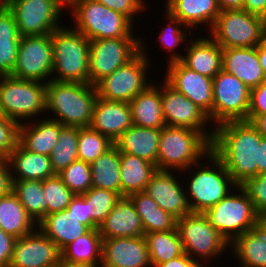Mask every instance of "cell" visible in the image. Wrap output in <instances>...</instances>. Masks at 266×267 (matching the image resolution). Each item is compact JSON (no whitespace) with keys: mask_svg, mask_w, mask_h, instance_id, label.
Segmentation results:
<instances>
[{"mask_svg":"<svg viewBox=\"0 0 266 267\" xmlns=\"http://www.w3.org/2000/svg\"><path fill=\"white\" fill-rule=\"evenodd\" d=\"M204 213L229 244L243 233L256 228L258 222L253 202L241 186L233 188Z\"/></svg>","mask_w":266,"mask_h":267,"instance_id":"cell-10","label":"cell"},{"mask_svg":"<svg viewBox=\"0 0 266 267\" xmlns=\"http://www.w3.org/2000/svg\"><path fill=\"white\" fill-rule=\"evenodd\" d=\"M243 9L266 19V0H244Z\"/></svg>","mask_w":266,"mask_h":267,"instance_id":"cell-54","label":"cell"},{"mask_svg":"<svg viewBox=\"0 0 266 267\" xmlns=\"http://www.w3.org/2000/svg\"><path fill=\"white\" fill-rule=\"evenodd\" d=\"M10 165L12 180H45L56 175L50 156L25 150L18 142L6 159Z\"/></svg>","mask_w":266,"mask_h":267,"instance_id":"cell-27","label":"cell"},{"mask_svg":"<svg viewBox=\"0 0 266 267\" xmlns=\"http://www.w3.org/2000/svg\"><path fill=\"white\" fill-rule=\"evenodd\" d=\"M222 50V69L238 78L250 90L266 80L258 59L257 46Z\"/></svg>","mask_w":266,"mask_h":267,"instance_id":"cell-22","label":"cell"},{"mask_svg":"<svg viewBox=\"0 0 266 267\" xmlns=\"http://www.w3.org/2000/svg\"><path fill=\"white\" fill-rule=\"evenodd\" d=\"M15 240L0 228V267H9Z\"/></svg>","mask_w":266,"mask_h":267,"instance_id":"cell-51","label":"cell"},{"mask_svg":"<svg viewBox=\"0 0 266 267\" xmlns=\"http://www.w3.org/2000/svg\"><path fill=\"white\" fill-rule=\"evenodd\" d=\"M247 121L257 129L262 137L266 138V113L262 115H247Z\"/></svg>","mask_w":266,"mask_h":267,"instance_id":"cell-55","label":"cell"},{"mask_svg":"<svg viewBox=\"0 0 266 267\" xmlns=\"http://www.w3.org/2000/svg\"><path fill=\"white\" fill-rule=\"evenodd\" d=\"M154 267H207L202 264V262L193 260L189 255L183 253L182 255L169 260L168 262H163L155 265Z\"/></svg>","mask_w":266,"mask_h":267,"instance_id":"cell-53","label":"cell"},{"mask_svg":"<svg viewBox=\"0 0 266 267\" xmlns=\"http://www.w3.org/2000/svg\"><path fill=\"white\" fill-rule=\"evenodd\" d=\"M60 122L51 118H43L33 122H24L18 125V143L33 153L50 156L61 131Z\"/></svg>","mask_w":266,"mask_h":267,"instance_id":"cell-25","label":"cell"},{"mask_svg":"<svg viewBox=\"0 0 266 267\" xmlns=\"http://www.w3.org/2000/svg\"><path fill=\"white\" fill-rule=\"evenodd\" d=\"M69 9L75 22L73 28L89 40L141 37L135 36L134 23L128 17L96 0H77Z\"/></svg>","mask_w":266,"mask_h":267,"instance_id":"cell-6","label":"cell"},{"mask_svg":"<svg viewBox=\"0 0 266 267\" xmlns=\"http://www.w3.org/2000/svg\"><path fill=\"white\" fill-rule=\"evenodd\" d=\"M113 145L114 143L107 136L98 131L90 127H79L78 160L91 164Z\"/></svg>","mask_w":266,"mask_h":267,"instance_id":"cell-42","label":"cell"},{"mask_svg":"<svg viewBox=\"0 0 266 267\" xmlns=\"http://www.w3.org/2000/svg\"><path fill=\"white\" fill-rule=\"evenodd\" d=\"M150 264L168 262L184 253L177 228L172 231L145 234Z\"/></svg>","mask_w":266,"mask_h":267,"instance_id":"cell-39","label":"cell"},{"mask_svg":"<svg viewBox=\"0 0 266 267\" xmlns=\"http://www.w3.org/2000/svg\"><path fill=\"white\" fill-rule=\"evenodd\" d=\"M18 141V124L0 113V159H7Z\"/></svg>","mask_w":266,"mask_h":267,"instance_id":"cell-47","label":"cell"},{"mask_svg":"<svg viewBox=\"0 0 266 267\" xmlns=\"http://www.w3.org/2000/svg\"><path fill=\"white\" fill-rule=\"evenodd\" d=\"M66 267H102V265L66 264Z\"/></svg>","mask_w":266,"mask_h":267,"instance_id":"cell-60","label":"cell"},{"mask_svg":"<svg viewBox=\"0 0 266 267\" xmlns=\"http://www.w3.org/2000/svg\"><path fill=\"white\" fill-rule=\"evenodd\" d=\"M78 133L79 127L63 126L58 141L50 155L52 169L60 174L73 161L78 160Z\"/></svg>","mask_w":266,"mask_h":267,"instance_id":"cell-40","label":"cell"},{"mask_svg":"<svg viewBox=\"0 0 266 267\" xmlns=\"http://www.w3.org/2000/svg\"><path fill=\"white\" fill-rule=\"evenodd\" d=\"M262 138L248 121H229L214 127L211 151L222 161L237 186L259 175Z\"/></svg>","mask_w":266,"mask_h":267,"instance_id":"cell-1","label":"cell"},{"mask_svg":"<svg viewBox=\"0 0 266 267\" xmlns=\"http://www.w3.org/2000/svg\"><path fill=\"white\" fill-rule=\"evenodd\" d=\"M164 80L182 93L213 122V79L187 68L181 61L167 64Z\"/></svg>","mask_w":266,"mask_h":267,"instance_id":"cell-17","label":"cell"},{"mask_svg":"<svg viewBox=\"0 0 266 267\" xmlns=\"http://www.w3.org/2000/svg\"><path fill=\"white\" fill-rule=\"evenodd\" d=\"M58 175L75 195H82L92 187L91 166L82 160L73 161Z\"/></svg>","mask_w":266,"mask_h":267,"instance_id":"cell-45","label":"cell"},{"mask_svg":"<svg viewBox=\"0 0 266 267\" xmlns=\"http://www.w3.org/2000/svg\"><path fill=\"white\" fill-rule=\"evenodd\" d=\"M69 27L62 25L51 34L52 80L88 84L90 40L73 27Z\"/></svg>","mask_w":266,"mask_h":267,"instance_id":"cell-5","label":"cell"},{"mask_svg":"<svg viewBox=\"0 0 266 267\" xmlns=\"http://www.w3.org/2000/svg\"><path fill=\"white\" fill-rule=\"evenodd\" d=\"M12 192L36 224L47 215V198L43 190V181L15 180Z\"/></svg>","mask_w":266,"mask_h":267,"instance_id":"cell-38","label":"cell"},{"mask_svg":"<svg viewBox=\"0 0 266 267\" xmlns=\"http://www.w3.org/2000/svg\"><path fill=\"white\" fill-rule=\"evenodd\" d=\"M161 129L132 125L114 143L119 152L135 155L155 165Z\"/></svg>","mask_w":266,"mask_h":267,"instance_id":"cell-28","label":"cell"},{"mask_svg":"<svg viewBox=\"0 0 266 267\" xmlns=\"http://www.w3.org/2000/svg\"><path fill=\"white\" fill-rule=\"evenodd\" d=\"M152 83L130 102L133 125L162 129L166 126L161 105L160 85Z\"/></svg>","mask_w":266,"mask_h":267,"instance_id":"cell-29","label":"cell"},{"mask_svg":"<svg viewBox=\"0 0 266 267\" xmlns=\"http://www.w3.org/2000/svg\"><path fill=\"white\" fill-rule=\"evenodd\" d=\"M13 180L11 169L6 159H0V197L12 192Z\"/></svg>","mask_w":266,"mask_h":267,"instance_id":"cell-52","label":"cell"},{"mask_svg":"<svg viewBox=\"0 0 266 267\" xmlns=\"http://www.w3.org/2000/svg\"><path fill=\"white\" fill-rule=\"evenodd\" d=\"M53 48L51 34L21 36L12 77L47 84L52 80Z\"/></svg>","mask_w":266,"mask_h":267,"instance_id":"cell-15","label":"cell"},{"mask_svg":"<svg viewBox=\"0 0 266 267\" xmlns=\"http://www.w3.org/2000/svg\"><path fill=\"white\" fill-rule=\"evenodd\" d=\"M266 238V214L258 216V222L256 226Z\"/></svg>","mask_w":266,"mask_h":267,"instance_id":"cell-59","label":"cell"},{"mask_svg":"<svg viewBox=\"0 0 266 267\" xmlns=\"http://www.w3.org/2000/svg\"><path fill=\"white\" fill-rule=\"evenodd\" d=\"M211 142L204 133L191 128L165 126L159 138L156 169L175 170L178 174L202 159L206 160L212 148Z\"/></svg>","mask_w":266,"mask_h":267,"instance_id":"cell-3","label":"cell"},{"mask_svg":"<svg viewBox=\"0 0 266 267\" xmlns=\"http://www.w3.org/2000/svg\"><path fill=\"white\" fill-rule=\"evenodd\" d=\"M219 10H241L244 6V0H217Z\"/></svg>","mask_w":266,"mask_h":267,"instance_id":"cell-56","label":"cell"},{"mask_svg":"<svg viewBox=\"0 0 266 267\" xmlns=\"http://www.w3.org/2000/svg\"><path fill=\"white\" fill-rule=\"evenodd\" d=\"M192 38H188L180 61L187 68L213 79L222 70V48L210 36Z\"/></svg>","mask_w":266,"mask_h":267,"instance_id":"cell-23","label":"cell"},{"mask_svg":"<svg viewBox=\"0 0 266 267\" xmlns=\"http://www.w3.org/2000/svg\"><path fill=\"white\" fill-rule=\"evenodd\" d=\"M230 251L240 267H266V238L257 227L237 237Z\"/></svg>","mask_w":266,"mask_h":267,"instance_id":"cell-36","label":"cell"},{"mask_svg":"<svg viewBox=\"0 0 266 267\" xmlns=\"http://www.w3.org/2000/svg\"><path fill=\"white\" fill-rule=\"evenodd\" d=\"M121 197L144 191L157 171L154 164L135 155L120 152Z\"/></svg>","mask_w":266,"mask_h":267,"instance_id":"cell-32","label":"cell"},{"mask_svg":"<svg viewBox=\"0 0 266 267\" xmlns=\"http://www.w3.org/2000/svg\"><path fill=\"white\" fill-rule=\"evenodd\" d=\"M97 97L95 85L50 80L46 84L45 111L54 115L48 118L64 126L89 127Z\"/></svg>","mask_w":266,"mask_h":267,"instance_id":"cell-2","label":"cell"},{"mask_svg":"<svg viewBox=\"0 0 266 267\" xmlns=\"http://www.w3.org/2000/svg\"><path fill=\"white\" fill-rule=\"evenodd\" d=\"M102 267H152L145 236L102 240Z\"/></svg>","mask_w":266,"mask_h":267,"instance_id":"cell-20","label":"cell"},{"mask_svg":"<svg viewBox=\"0 0 266 267\" xmlns=\"http://www.w3.org/2000/svg\"><path fill=\"white\" fill-rule=\"evenodd\" d=\"M67 210L74 215L79 222L92 229V214L94 207H91L90 201L82 194L75 195Z\"/></svg>","mask_w":266,"mask_h":267,"instance_id":"cell-49","label":"cell"},{"mask_svg":"<svg viewBox=\"0 0 266 267\" xmlns=\"http://www.w3.org/2000/svg\"><path fill=\"white\" fill-rule=\"evenodd\" d=\"M37 227L57 245L60 251L89 230L67 209L46 215Z\"/></svg>","mask_w":266,"mask_h":267,"instance_id":"cell-30","label":"cell"},{"mask_svg":"<svg viewBox=\"0 0 266 267\" xmlns=\"http://www.w3.org/2000/svg\"><path fill=\"white\" fill-rule=\"evenodd\" d=\"M206 159L208 161L202 159V163L199 161L180 173L181 175L186 172L190 174H188V183L184 184L193 212H206L237 186L222 161L212 151L208 153ZM203 161L208 163L204 166Z\"/></svg>","mask_w":266,"mask_h":267,"instance_id":"cell-4","label":"cell"},{"mask_svg":"<svg viewBox=\"0 0 266 267\" xmlns=\"http://www.w3.org/2000/svg\"><path fill=\"white\" fill-rule=\"evenodd\" d=\"M21 36L13 13L2 3L0 5V76H11Z\"/></svg>","mask_w":266,"mask_h":267,"instance_id":"cell-35","label":"cell"},{"mask_svg":"<svg viewBox=\"0 0 266 267\" xmlns=\"http://www.w3.org/2000/svg\"><path fill=\"white\" fill-rule=\"evenodd\" d=\"M120 165V152L113 145L90 164L92 187L111 190L121 196Z\"/></svg>","mask_w":266,"mask_h":267,"instance_id":"cell-37","label":"cell"},{"mask_svg":"<svg viewBox=\"0 0 266 267\" xmlns=\"http://www.w3.org/2000/svg\"><path fill=\"white\" fill-rule=\"evenodd\" d=\"M0 228L16 239L37 228V224L13 192L0 197Z\"/></svg>","mask_w":266,"mask_h":267,"instance_id":"cell-33","label":"cell"},{"mask_svg":"<svg viewBox=\"0 0 266 267\" xmlns=\"http://www.w3.org/2000/svg\"><path fill=\"white\" fill-rule=\"evenodd\" d=\"M43 190L47 198V215L66 210L75 197L57 174L43 180Z\"/></svg>","mask_w":266,"mask_h":267,"instance_id":"cell-43","label":"cell"},{"mask_svg":"<svg viewBox=\"0 0 266 267\" xmlns=\"http://www.w3.org/2000/svg\"><path fill=\"white\" fill-rule=\"evenodd\" d=\"M109 9L114 10L120 14L128 17L133 23L136 22L135 16L142 13L145 8L147 9L146 0H96ZM146 1V2H145ZM145 5V6H144Z\"/></svg>","mask_w":266,"mask_h":267,"instance_id":"cell-48","label":"cell"},{"mask_svg":"<svg viewBox=\"0 0 266 267\" xmlns=\"http://www.w3.org/2000/svg\"><path fill=\"white\" fill-rule=\"evenodd\" d=\"M208 33L221 48L256 47L264 42L265 18L244 9L220 11Z\"/></svg>","mask_w":266,"mask_h":267,"instance_id":"cell-11","label":"cell"},{"mask_svg":"<svg viewBox=\"0 0 266 267\" xmlns=\"http://www.w3.org/2000/svg\"><path fill=\"white\" fill-rule=\"evenodd\" d=\"M133 125L129 102L108 101L97 97L90 128L113 143Z\"/></svg>","mask_w":266,"mask_h":267,"instance_id":"cell-21","label":"cell"},{"mask_svg":"<svg viewBox=\"0 0 266 267\" xmlns=\"http://www.w3.org/2000/svg\"><path fill=\"white\" fill-rule=\"evenodd\" d=\"M163 4L167 13L191 31L205 24L209 32L220 13L217 0H165Z\"/></svg>","mask_w":266,"mask_h":267,"instance_id":"cell-26","label":"cell"},{"mask_svg":"<svg viewBox=\"0 0 266 267\" xmlns=\"http://www.w3.org/2000/svg\"><path fill=\"white\" fill-rule=\"evenodd\" d=\"M45 100V83L12 76L0 77V113L18 125L32 121L38 115L41 117L45 112Z\"/></svg>","mask_w":266,"mask_h":267,"instance_id":"cell-8","label":"cell"},{"mask_svg":"<svg viewBox=\"0 0 266 267\" xmlns=\"http://www.w3.org/2000/svg\"><path fill=\"white\" fill-rule=\"evenodd\" d=\"M266 113V80L258 87L250 90L248 115H262Z\"/></svg>","mask_w":266,"mask_h":267,"instance_id":"cell-50","label":"cell"},{"mask_svg":"<svg viewBox=\"0 0 266 267\" xmlns=\"http://www.w3.org/2000/svg\"><path fill=\"white\" fill-rule=\"evenodd\" d=\"M133 203L145 234L172 231L177 227V218L166 212L144 191L128 196Z\"/></svg>","mask_w":266,"mask_h":267,"instance_id":"cell-31","label":"cell"},{"mask_svg":"<svg viewBox=\"0 0 266 267\" xmlns=\"http://www.w3.org/2000/svg\"><path fill=\"white\" fill-rule=\"evenodd\" d=\"M257 53L260 65L262 66L263 72L266 76V43L263 42L257 46Z\"/></svg>","mask_w":266,"mask_h":267,"instance_id":"cell-58","label":"cell"},{"mask_svg":"<svg viewBox=\"0 0 266 267\" xmlns=\"http://www.w3.org/2000/svg\"><path fill=\"white\" fill-rule=\"evenodd\" d=\"M266 173V138H262L259 146V174Z\"/></svg>","mask_w":266,"mask_h":267,"instance_id":"cell-57","label":"cell"},{"mask_svg":"<svg viewBox=\"0 0 266 267\" xmlns=\"http://www.w3.org/2000/svg\"><path fill=\"white\" fill-rule=\"evenodd\" d=\"M264 42L266 43V19H265V33H264Z\"/></svg>","mask_w":266,"mask_h":267,"instance_id":"cell-62","label":"cell"},{"mask_svg":"<svg viewBox=\"0 0 266 267\" xmlns=\"http://www.w3.org/2000/svg\"><path fill=\"white\" fill-rule=\"evenodd\" d=\"M249 101L250 89L222 69L213 78L212 126L229 121H247Z\"/></svg>","mask_w":266,"mask_h":267,"instance_id":"cell-14","label":"cell"},{"mask_svg":"<svg viewBox=\"0 0 266 267\" xmlns=\"http://www.w3.org/2000/svg\"><path fill=\"white\" fill-rule=\"evenodd\" d=\"M83 195L90 201L91 207H94L92 229L99 227L121 198L114 191L94 187H91Z\"/></svg>","mask_w":266,"mask_h":267,"instance_id":"cell-44","label":"cell"},{"mask_svg":"<svg viewBox=\"0 0 266 267\" xmlns=\"http://www.w3.org/2000/svg\"><path fill=\"white\" fill-rule=\"evenodd\" d=\"M145 44V45H144ZM145 41L140 37V52L125 65L116 69L95 84L97 96L108 101L130 102L140 92L144 91L152 80L148 73L151 58Z\"/></svg>","mask_w":266,"mask_h":267,"instance_id":"cell-7","label":"cell"},{"mask_svg":"<svg viewBox=\"0 0 266 267\" xmlns=\"http://www.w3.org/2000/svg\"><path fill=\"white\" fill-rule=\"evenodd\" d=\"M241 187L253 202L258 216L266 214V173L247 179Z\"/></svg>","mask_w":266,"mask_h":267,"instance_id":"cell-46","label":"cell"},{"mask_svg":"<svg viewBox=\"0 0 266 267\" xmlns=\"http://www.w3.org/2000/svg\"><path fill=\"white\" fill-rule=\"evenodd\" d=\"M140 52V37L90 40L89 84L95 85L105 76L128 63Z\"/></svg>","mask_w":266,"mask_h":267,"instance_id":"cell-13","label":"cell"},{"mask_svg":"<svg viewBox=\"0 0 266 267\" xmlns=\"http://www.w3.org/2000/svg\"><path fill=\"white\" fill-rule=\"evenodd\" d=\"M176 228L184 253L204 265H210L214 257L220 259L227 248L230 251V244L211 225L205 213L192 212L177 219Z\"/></svg>","mask_w":266,"mask_h":267,"instance_id":"cell-9","label":"cell"},{"mask_svg":"<svg viewBox=\"0 0 266 267\" xmlns=\"http://www.w3.org/2000/svg\"><path fill=\"white\" fill-rule=\"evenodd\" d=\"M55 267H66V264H62L60 263L59 265L55 266Z\"/></svg>","mask_w":266,"mask_h":267,"instance_id":"cell-63","label":"cell"},{"mask_svg":"<svg viewBox=\"0 0 266 267\" xmlns=\"http://www.w3.org/2000/svg\"><path fill=\"white\" fill-rule=\"evenodd\" d=\"M102 240L98 228L89 229L61 251V263L85 265L101 264Z\"/></svg>","mask_w":266,"mask_h":267,"instance_id":"cell-34","label":"cell"},{"mask_svg":"<svg viewBox=\"0 0 266 267\" xmlns=\"http://www.w3.org/2000/svg\"><path fill=\"white\" fill-rule=\"evenodd\" d=\"M175 171L157 170L150 178L144 192H146L166 212L177 219L192 213L188 197L186 196L185 181L180 182ZM178 177V178H177ZM183 181V182H182Z\"/></svg>","mask_w":266,"mask_h":267,"instance_id":"cell-19","label":"cell"},{"mask_svg":"<svg viewBox=\"0 0 266 267\" xmlns=\"http://www.w3.org/2000/svg\"><path fill=\"white\" fill-rule=\"evenodd\" d=\"M61 263V251L38 228L15 240L9 267H55Z\"/></svg>","mask_w":266,"mask_h":267,"instance_id":"cell-18","label":"cell"},{"mask_svg":"<svg viewBox=\"0 0 266 267\" xmlns=\"http://www.w3.org/2000/svg\"><path fill=\"white\" fill-rule=\"evenodd\" d=\"M164 15V18H166L164 21H168L169 24L167 23L158 34V40L160 43L159 46L167 50L168 53L170 52V56L168 55L169 58L167 59L169 61H167V63L180 61L184 54L178 52L177 48L179 46H182V44H184L185 46L187 45L186 42H188L189 40L186 39L193 36L191 35L192 31L188 27L184 26V24L179 19L172 17L165 10ZM188 32L190 33L189 35L187 34ZM174 50H176L177 53Z\"/></svg>","mask_w":266,"mask_h":267,"instance_id":"cell-41","label":"cell"},{"mask_svg":"<svg viewBox=\"0 0 266 267\" xmlns=\"http://www.w3.org/2000/svg\"><path fill=\"white\" fill-rule=\"evenodd\" d=\"M162 81L160 86L161 105L166 126L191 128L204 133L212 141L214 127L209 125L208 115L182 93L171 87L163 78ZM207 126H210L211 130Z\"/></svg>","mask_w":266,"mask_h":267,"instance_id":"cell-16","label":"cell"},{"mask_svg":"<svg viewBox=\"0 0 266 267\" xmlns=\"http://www.w3.org/2000/svg\"><path fill=\"white\" fill-rule=\"evenodd\" d=\"M102 239L144 236L141 218L128 197H121L98 227Z\"/></svg>","mask_w":266,"mask_h":267,"instance_id":"cell-24","label":"cell"},{"mask_svg":"<svg viewBox=\"0 0 266 267\" xmlns=\"http://www.w3.org/2000/svg\"><path fill=\"white\" fill-rule=\"evenodd\" d=\"M77 0H60V2L67 8H69Z\"/></svg>","mask_w":266,"mask_h":267,"instance_id":"cell-61","label":"cell"},{"mask_svg":"<svg viewBox=\"0 0 266 267\" xmlns=\"http://www.w3.org/2000/svg\"><path fill=\"white\" fill-rule=\"evenodd\" d=\"M3 3L13 13L20 36L48 35L62 26L59 20L66 7L60 0H3Z\"/></svg>","mask_w":266,"mask_h":267,"instance_id":"cell-12","label":"cell"}]
</instances>
